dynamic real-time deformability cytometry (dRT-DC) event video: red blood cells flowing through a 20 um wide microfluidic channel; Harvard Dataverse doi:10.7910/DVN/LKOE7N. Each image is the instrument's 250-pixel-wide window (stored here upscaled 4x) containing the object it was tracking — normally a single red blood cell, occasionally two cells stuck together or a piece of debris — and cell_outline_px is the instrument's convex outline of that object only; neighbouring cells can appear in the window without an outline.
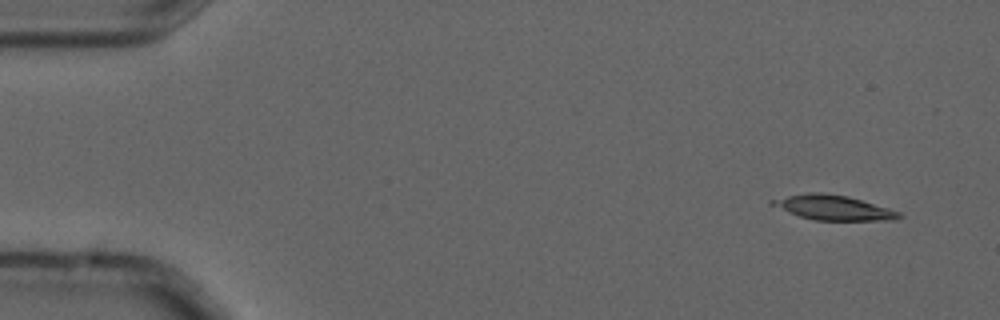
{"species": "common noctule bat (a hibernating species)", "species_latin": "Nyctalus noctula", "temperature_condition": "cold", "stored_images_in_passage": 5, "camera_frame_rate_fps": 3000, "um_per_image_px": 0.085, "animal": {"sex": "male", "forearm_length_mm": 52.5}, "frame": {"image": 1, "passage_image": 1, "time_ms": 0.0, "image_size_px": [1000, 320], "cell_outline_px": [[904, 216], [896, 220], [816, 220], [800, 216], [768, 204], [768, 200], [808, 192], [824, 192], [848, 196], [888, 208], [900, 212]], "centroid_in_image_um": [70.84, 17.64], "position_along_channel_um": 14.2, "area_um2": 18.26}}
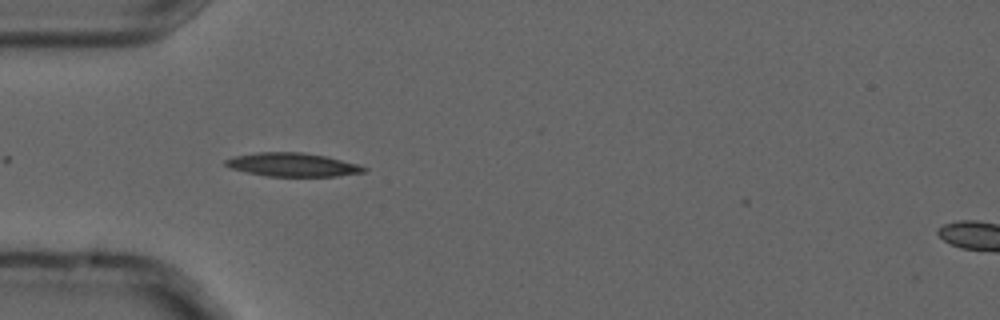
{"frame": {"image": 2, "passage_image": 4, "time_ms": 1.0, "image_size_px": [1000, 320], "cell_outline_px": [[368, 168], [364, 172], [336, 176], [268, 176], [248, 172], [232, 168], [224, 164], [224, 160], [236, 156], [260, 152], [300, 152], [324, 156], [356, 164]], "centroid_in_image_um": [24.86, 14.0], "position_along_channel_um": 60.1, "area_um2": 18.55}}
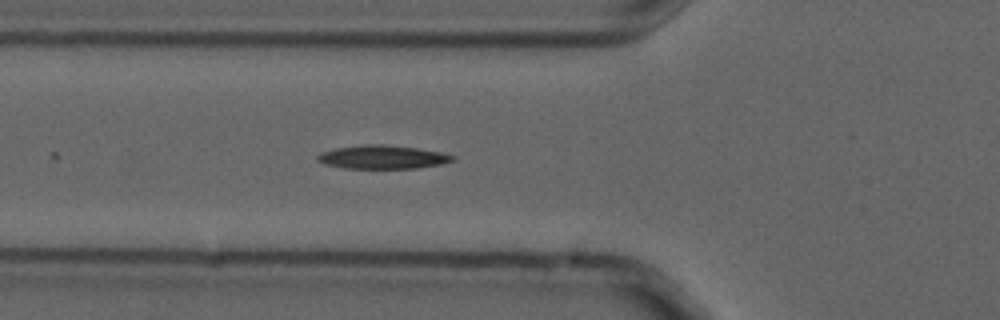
{"frame": {"image": 3, "passage_image": 5, "time_ms": 1.333, "image_size_px": [1000, 320], "cell_outline_px": [[456, 160], [440, 164], [416, 168], [344, 168], [324, 164], [316, 160], [316, 156], [320, 152], [336, 148], [364, 144], [384, 144], [416, 148], [440, 152], [456, 156]], "centroid_in_image_um": [32.49, 13.35], "position_along_channel_um": 93.3, "area_um2": 18.55}}